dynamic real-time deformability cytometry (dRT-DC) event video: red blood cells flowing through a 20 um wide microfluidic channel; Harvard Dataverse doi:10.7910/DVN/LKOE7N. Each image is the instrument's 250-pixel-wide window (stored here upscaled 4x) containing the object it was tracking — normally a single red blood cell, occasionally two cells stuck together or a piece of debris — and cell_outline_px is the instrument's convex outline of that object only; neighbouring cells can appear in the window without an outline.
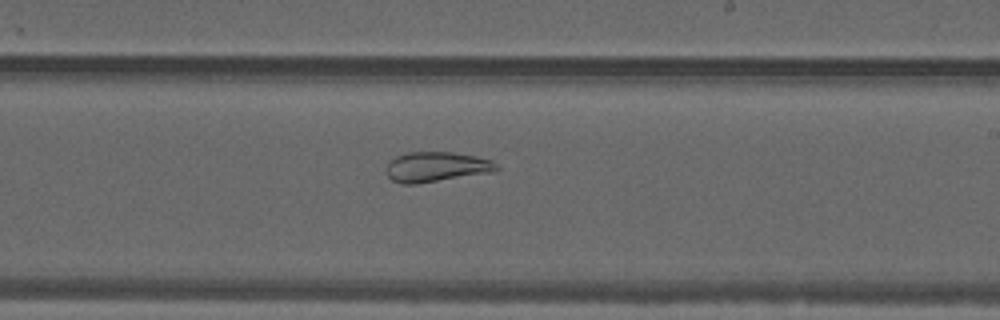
{"species": "common noctule bat (a hibernating species)", "species_latin": "Nyctalus noctula", "temperature_condition": "warm", "stored_images_in_passage": 51, "camera_frame_rate_fps": 3000, "um_per_image_px": 0.085, "animal": {"sex": "male", "forearm_length_mm": 52.5}, "frame": {"image": 1, "passage_image": 30, "time_ms": 9.667, "image_size_px": [1000, 320], "cell_outline_px": [[500, 168], [496, 172], [416, 184], [404, 184], [392, 180], [384, 172], [384, 168], [388, 160], [396, 156], [408, 152], [452, 152], [476, 156], [492, 160]], "centroid_in_image_um": [37.07, 14.19], "position_along_channel_um": 251.9, "area_um2": 19.71}}
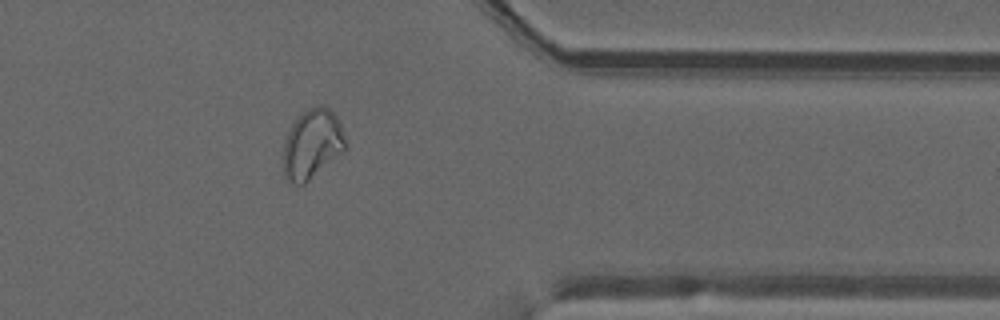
{"frame": {"image": 2, "passage_image": 41, "time_ms": 13.333, "image_size_px": [1000, 320], "cell_outline_px": [[344, 148], [340, 152], [304, 184], [292, 184], [284, 176], [284, 144], [288, 132], [292, 124], [304, 112], [320, 104], [324, 104], [336, 116], [340, 124], [344, 136]], "centroid_in_image_um": [26.5, 12.24], "position_along_channel_um": 384.9, "area_um2": 24.22}}
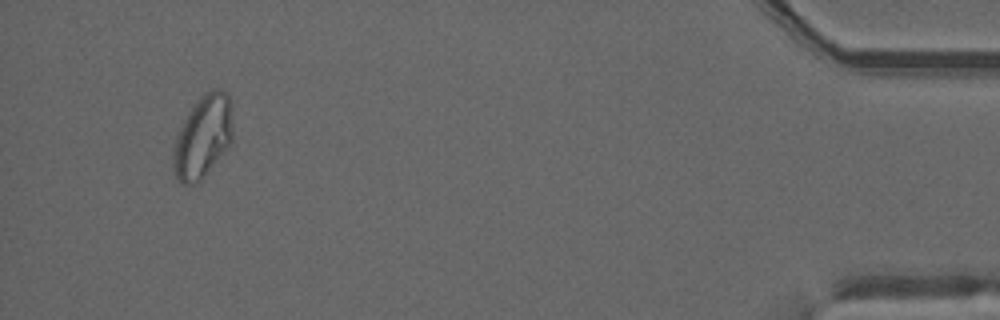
{"frame": {"image": 3, "passage_image": 48, "time_ms": 15.667, "image_size_px": [1000, 320], "cell_outline_px": [[232, 140], [204, 176], [200, 180], [192, 184], [180, 184], [176, 180], [172, 168], [172, 148], [176, 136], [192, 104], [204, 92], [212, 88], [220, 88], [232, 100]], "centroid_in_image_um": [17.21, 11.59], "position_along_channel_um": 418.0, "area_um2": 28.96}, "authors_computed_cell_mechanics": {"area_um2": 26.7036, "velocity_mm_per_s": 3.9979, "shape_relaxation_time_tau1_ms": null, "shape_relaxation_time_tau2_ms": 1.962, "deformation_change_tau1": null, "deformation_change_tau2": 0.0727}}